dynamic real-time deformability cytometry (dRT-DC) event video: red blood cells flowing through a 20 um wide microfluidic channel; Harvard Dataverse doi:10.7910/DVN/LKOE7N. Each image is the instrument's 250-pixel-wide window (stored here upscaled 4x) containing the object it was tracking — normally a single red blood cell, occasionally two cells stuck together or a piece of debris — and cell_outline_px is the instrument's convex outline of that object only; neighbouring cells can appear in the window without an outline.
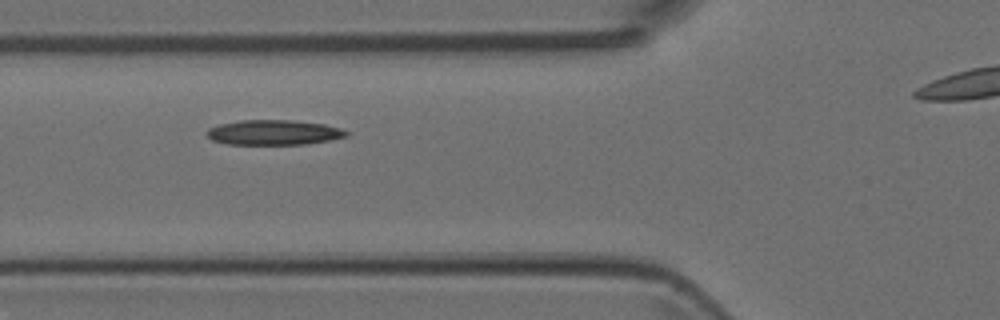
{"species": "Egyptian fruit bat (a non-hibernating species)", "species_latin": "Rousettus aegyptiacus", "temperature_condition": "room temperature", "stored_images_in_passage": 4, "camera_frame_rate_fps": 3000, "um_per_image_px": 0.085, "animal": {"sex": "female"}, "frame": {"image": 1, "passage_image": 3, "time_ms": 0.667, "image_size_px": [1000, 320], "cell_outline_px": [[348, 136], [332, 140], [308, 144], [228, 144], [212, 140], [204, 132], [208, 128], [220, 124], [240, 120], [292, 120], [324, 124], [340, 128], [348, 132]], "centroid_in_image_um": [23.27, 11.26], "position_along_channel_um": 102.5, "area_um2": 20.4}}